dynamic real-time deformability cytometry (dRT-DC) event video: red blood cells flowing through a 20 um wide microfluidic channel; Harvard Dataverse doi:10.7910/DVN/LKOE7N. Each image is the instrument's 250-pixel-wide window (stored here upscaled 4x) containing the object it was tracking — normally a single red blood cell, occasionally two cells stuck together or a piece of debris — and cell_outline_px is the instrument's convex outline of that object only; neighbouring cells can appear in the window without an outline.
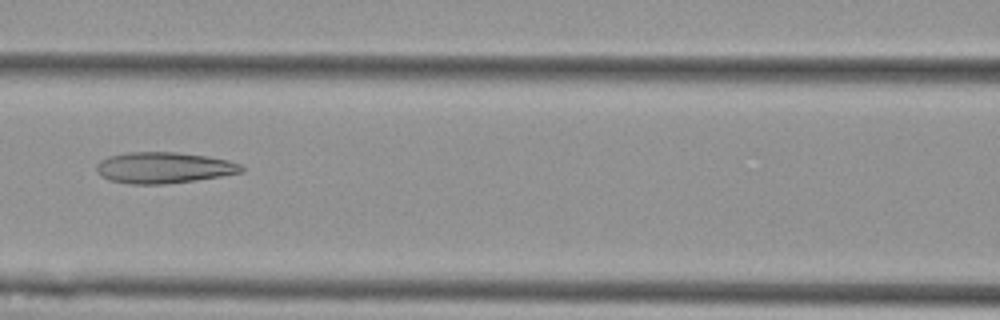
{"species": "Egyptian fruit bat (a non-hibernating species)", "species_latin": "Rousettus aegyptiacus", "temperature_condition": "cold", "stored_images_in_passage": 56, "camera_frame_rate_fps": 3000, "um_per_image_px": 0.085, "animal": {"sex": "female"}, "frame": {"image": 1, "passage_image": 25, "time_ms": 8.0, "image_size_px": [1000, 320], "cell_outline_px": [[244, 172], [220, 176], [164, 184], [128, 184], [108, 180], [100, 176], [96, 172], [96, 164], [100, 160], [108, 156], [128, 152], [176, 152], [208, 156], [228, 160], [240, 164], [244, 168]], "centroid_in_image_um": [13.87, 14.25], "position_along_channel_um": 152.7, "area_um2": 26.41}}
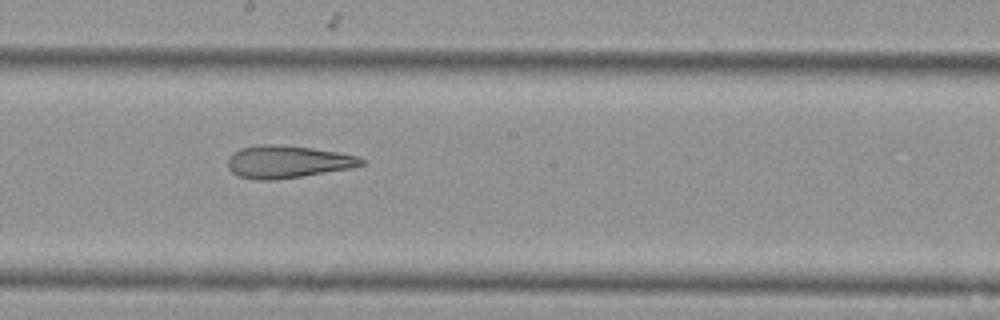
{"frame": {"image": 2, "passage_image": 31, "time_ms": 10.0, "image_size_px": [1000, 320], "cell_outline_px": [[364, 164], [352, 168], [300, 176], [272, 180], [256, 180], [240, 176], [232, 172], [228, 168], [228, 156], [232, 152], [240, 148], [260, 144], [280, 144], [312, 148], [340, 152], [360, 156], [364, 160]], "centroid_in_image_um": [24.43, 13.73], "position_along_channel_um": 223.8, "area_um2": 25.43}}
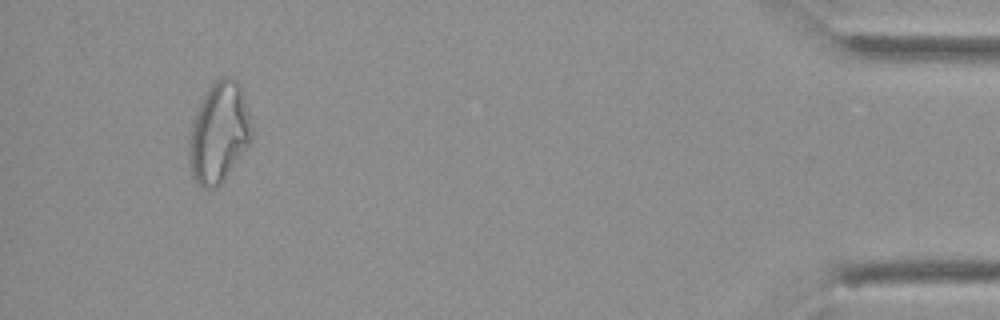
{"frame": {"image": 3, "passage_image": 53, "time_ms": 17.333, "image_size_px": [1000, 320], "cell_outline_px": [[252, 140], [224, 180], [220, 184], [212, 188], [204, 188], [192, 176], [188, 160], [188, 140], [192, 120], [212, 80], [224, 76], [228, 76], [236, 80], [240, 84], [252, 124]], "centroid_in_image_um": [18.6, 11.26], "position_along_channel_um": 416.6, "area_um2": 36.82}}